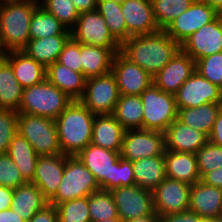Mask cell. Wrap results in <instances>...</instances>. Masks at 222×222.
Returning <instances> with one entry per match:
<instances>
[{
	"mask_svg": "<svg viewBox=\"0 0 222 222\" xmlns=\"http://www.w3.org/2000/svg\"><path fill=\"white\" fill-rule=\"evenodd\" d=\"M181 49L164 30L135 35L121 44L120 52L152 77Z\"/></svg>",
	"mask_w": 222,
	"mask_h": 222,
	"instance_id": "6da1fadb",
	"label": "cell"
},
{
	"mask_svg": "<svg viewBox=\"0 0 222 222\" xmlns=\"http://www.w3.org/2000/svg\"><path fill=\"white\" fill-rule=\"evenodd\" d=\"M76 157L93 173L101 190L136 185L132 162L121 158L119 152L89 144Z\"/></svg>",
	"mask_w": 222,
	"mask_h": 222,
	"instance_id": "7a4b0ae2",
	"label": "cell"
},
{
	"mask_svg": "<svg viewBox=\"0 0 222 222\" xmlns=\"http://www.w3.org/2000/svg\"><path fill=\"white\" fill-rule=\"evenodd\" d=\"M94 118L79 100H73L55 119L62 154L76 156L91 144Z\"/></svg>",
	"mask_w": 222,
	"mask_h": 222,
	"instance_id": "3957f363",
	"label": "cell"
},
{
	"mask_svg": "<svg viewBox=\"0 0 222 222\" xmlns=\"http://www.w3.org/2000/svg\"><path fill=\"white\" fill-rule=\"evenodd\" d=\"M38 5L32 0L0 2V49L22 50L30 40V21Z\"/></svg>",
	"mask_w": 222,
	"mask_h": 222,
	"instance_id": "277c9868",
	"label": "cell"
},
{
	"mask_svg": "<svg viewBox=\"0 0 222 222\" xmlns=\"http://www.w3.org/2000/svg\"><path fill=\"white\" fill-rule=\"evenodd\" d=\"M72 101L63 91H60L45 78L42 82L23 89L18 113L55 120Z\"/></svg>",
	"mask_w": 222,
	"mask_h": 222,
	"instance_id": "5b68a950",
	"label": "cell"
},
{
	"mask_svg": "<svg viewBox=\"0 0 222 222\" xmlns=\"http://www.w3.org/2000/svg\"><path fill=\"white\" fill-rule=\"evenodd\" d=\"M101 190L93 173L76 156L65 155V169L57 193L49 204H57L73 199L88 197Z\"/></svg>",
	"mask_w": 222,
	"mask_h": 222,
	"instance_id": "8992f818",
	"label": "cell"
},
{
	"mask_svg": "<svg viewBox=\"0 0 222 222\" xmlns=\"http://www.w3.org/2000/svg\"><path fill=\"white\" fill-rule=\"evenodd\" d=\"M18 133L26 138L38 156L62 154L55 120L18 113Z\"/></svg>",
	"mask_w": 222,
	"mask_h": 222,
	"instance_id": "52a82bcc",
	"label": "cell"
},
{
	"mask_svg": "<svg viewBox=\"0 0 222 222\" xmlns=\"http://www.w3.org/2000/svg\"><path fill=\"white\" fill-rule=\"evenodd\" d=\"M140 98L143 103V129L164 133L177 118L174 94L164 92L152 84Z\"/></svg>",
	"mask_w": 222,
	"mask_h": 222,
	"instance_id": "ba28073f",
	"label": "cell"
},
{
	"mask_svg": "<svg viewBox=\"0 0 222 222\" xmlns=\"http://www.w3.org/2000/svg\"><path fill=\"white\" fill-rule=\"evenodd\" d=\"M119 97L116 78L110 71L87 78L84 94L79 101L95 115H112Z\"/></svg>",
	"mask_w": 222,
	"mask_h": 222,
	"instance_id": "9c48e42d",
	"label": "cell"
},
{
	"mask_svg": "<svg viewBox=\"0 0 222 222\" xmlns=\"http://www.w3.org/2000/svg\"><path fill=\"white\" fill-rule=\"evenodd\" d=\"M165 134L147 129L126 130L123 136L121 158L136 161L153 156H164Z\"/></svg>",
	"mask_w": 222,
	"mask_h": 222,
	"instance_id": "30bf717a",
	"label": "cell"
},
{
	"mask_svg": "<svg viewBox=\"0 0 222 222\" xmlns=\"http://www.w3.org/2000/svg\"><path fill=\"white\" fill-rule=\"evenodd\" d=\"M121 222L146 216H158L153 207L152 191L140 186H124L110 191Z\"/></svg>",
	"mask_w": 222,
	"mask_h": 222,
	"instance_id": "8fae6325",
	"label": "cell"
},
{
	"mask_svg": "<svg viewBox=\"0 0 222 222\" xmlns=\"http://www.w3.org/2000/svg\"><path fill=\"white\" fill-rule=\"evenodd\" d=\"M70 31L71 38L78 43L121 48V44L112 36L105 19L97 10L80 13L75 26Z\"/></svg>",
	"mask_w": 222,
	"mask_h": 222,
	"instance_id": "7c38bea8",
	"label": "cell"
},
{
	"mask_svg": "<svg viewBox=\"0 0 222 222\" xmlns=\"http://www.w3.org/2000/svg\"><path fill=\"white\" fill-rule=\"evenodd\" d=\"M218 15L219 13L208 4L195 0L187 10L171 21L163 30L181 45L187 37L212 22Z\"/></svg>",
	"mask_w": 222,
	"mask_h": 222,
	"instance_id": "4fadbf2b",
	"label": "cell"
},
{
	"mask_svg": "<svg viewBox=\"0 0 222 222\" xmlns=\"http://www.w3.org/2000/svg\"><path fill=\"white\" fill-rule=\"evenodd\" d=\"M191 185L165 178L153 191V207L158 216L177 214L189 210Z\"/></svg>",
	"mask_w": 222,
	"mask_h": 222,
	"instance_id": "5bb4252c",
	"label": "cell"
},
{
	"mask_svg": "<svg viewBox=\"0 0 222 222\" xmlns=\"http://www.w3.org/2000/svg\"><path fill=\"white\" fill-rule=\"evenodd\" d=\"M177 108H194L207 103H222V89L196 70L174 94Z\"/></svg>",
	"mask_w": 222,
	"mask_h": 222,
	"instance_id": "9a60e30c",
	"label": "cell"
},
{
	"mask_svg": "<svg viewBox=\"0 0 222 222\" xmlns=\"http://www.w3.org/2000/svg\"><path fill=\"white\" fill-rule=\"evenodd\" d=\"M111 72L116 78L120 95H141L153 84V77L120 51L114 55Z\"/></svg>",
	"mask_w": 222,
	"mask_h": 222,
	"instance_id": "2e32d148",
	"label": "cell"
},
{
	"mask_svg": "<svg viewBox=\"0 0 222 222\" xmlns=\"http://www.w3.org/2000/svg\"><path fill=\"white\" fill-rule=\"evenodd\" d=\"M180 46L195 62L222 52V14L187 37Z\"/></svg>",
	"mask_w": 222,
	"mask_h": 222,
	"instance_id": "e0dca14e",
	"label": "cell"
},
{
	"mask_svg": "<svg viewBox=\"0 0 222 222\" xmlns=\"http://www.w3.org/2000/svg\"><path fill=\"white\" fill-rule=\"evenodd\" d=\"M195 71V61L181 49L153 76V84L160 90L175 94Z\"/></svg>",
	"mask_w": 222,
	"mask_h": 222,
	"instance_id": "ac0fdd59",
	"label": "cell"
},
{
	"mask_svg": "<svg viewBox=\"0 0 222 222\" xmlns=\"http://www.w3.org/2000/svg\"><path fill=\"white\" fill-rule=\"evenodd\" d=\"M128 38L135 35H147L159 31L155 21L151 0H126L121 4Z\"/></svg>",
	"mask_w": 222,
	"mask_h": 222,
	"instance_id": "d6986e66",
	"label": "cell"
},
{
	"mask_svg": "<svg viewBox=\"0 0 222 222\" xmlns=\"http://www.w3.org/2000/svg\"><path fill=\"white\" fill-rule=\"evenodd\" d=\"M64 169L65 154L39 156L36 163L35 175L31 182L50 200L57 193Z\"/></svg>",
	"mask_w": 222,
	"mask_h": 222,
	"instance_id": "ffe728a7",
	"label": "cell"
},
{
	"mask_svg": "<svg viewBox=\"0 0 222 222\" xmlns=\"http://www.w3.org/2000/svg\"><path fill=\"white\" fill-rule=\"evenodd\" d=\"M189 210L204 219H222V188L198 181L191 185Z\"/></svg>",
	"mask_w": 222,
	"mask_h": 222,
	"instance_id": "44dd1931",
	"label": "cell"
},
{
	"mask_svg": "<svg viewBox=\"0 0 222 222\" xmlns=\"http://www.w3.org/2000/svg\"><path fill=\"white\" fill-rule=\"evenodd\" d=\"M164 134L165 149L174 152L195 154L208 142V136L205 133L183 124L177 118Z\"/></svg>",
	"mask_w": 222,
	"mask_h": 222,
	"instance_id": "7402d4cb",
	"label": "cell"
},
{
	"mask_svg": "<svg viewBox=\"0 0 222 222\" xmlns=\"http://www.w3.org/2000/svg\"><path fill=\"white\" fill-rule=\"evenodd\" d=\"M3 57L10 63L23 88L38 84L46 78V68L22 50L5 52Z\"/></svg>",
	"mask_w": 222,
	"mask_h": 222,
	"instance_id": "603a6c76",
	"label": "cell"
},
{
	"mask_svg": "<svg viewBox=\"0 0 222 222\" xmlns=\"http://www.w3.org/2000/svg\"><path fill=\"white\" fill-rule=\"evenodd\" d=\"M125 131L113 115H95L91 144L120 153Z\"/></svg>",
	"mask_w": 222,
	"mask_h": 222,
	"instance_id": "cb8c5ba5",
	"label": "cell"
},
{
	"mask_svg": "<svg viewBox=\"0 0 222 222\" xmlns=\"http://www.w3.org/2000/svg\"><path fill=\"white\" fill-rule=\"evenodd\" d=\"M46 79L72 100L82 98L87 80L82 72L73 71L57 61L46 68Z\"/></svg>",
	"mask_w": 222,
	"mask_h": 222,
	"instance_id": "d4e9b609",
	"label": "cell"
},
{
	"mask_svg": "<svg viewBox=\"0 0 222 222\" xmlns=\"http://www.w3.org/2000/svg\"><path fill=\"white\" fill-rule=\"evenodd\" d=\"M119 51L120 48H105L80 43L82 73L86 78L109 73L114 55Z\"/></svg>",
	"mask_w": 222,
	"mask_h": 222,
	"instance_id": "484cf974",
	"label": "cell"
},
{
	"mask_svg": "<svg viewBox=\"0 0 222 222\" xmlns=\"http://www.w3.org/2000/svg\"><path fill=\"white\" fill-rule=\"evenodd\" d=\"M47 205H49V200L32 182H26L13 189L11 209L26 222H28L37 211L44 209Z\"/></svg>",
	"mask_w": 222,
	"mask_h": 222,
	"instance_id": "4316f807",
	"label": "cell"
},
{
	"mask_svg": "<svg viewBox=\"0 0 222 222\" xmlns=\"http://www.w3.org/2000/svg\"><path fill=\"white\" fill-rule=\"evenodd\" d=\"M166 177L189 185L200 181L197 158L194 153L174 152L165 149Z\"/></svg>",
	"mask_w": 222,
	"mask_h": 222,
	"instance_id": "83f0119b",
	"label": "cell"
},
{
	"mask_svg": "<svg viewBox=\"0 0 222 222\" xmlns=\"http://www.w3.org/2000/svg\"><path fill=\"white\" fill-rule=\"evenodd\" d=\"M70 38L71 34H60L30 39L22 51L47 68L58 60L59 54Z\"/></svg>",
	"mask_w": 222,
	"mask_h": 222,
	"instance_id": "f1b7e54d",
	"label": "cell"
},
{
	"mask_svg": "<svg viewBox=\"0 0 222 222\" xmlns=\"http://www.w3.org/2000/svg\"><path fill=\"white\" fill-rule=\"evenodd\" d=\"M177 109L179 121L209 136L214 122L222 110V103H207L194 108Z\"/></svg>",
	"mask_w": 222,
	"mask_h": 222,
	"instance_id": "f546056e",
	"label": "cell"
},
{
	"mask_svg": "<svg viewBox=\"0 0 222 222\" xmlns=\"http://www.w3.org/2000/svg\"><path fill=\"white\" fill-rule=\"evenodd\" d=\"M135 183L149 191H153L165 178L164 156L142 158L132 162Z\"/></svg>",
	"mask_w": 222,
	"mask_h": 222,
	"instance_id": "4dcf8cb0",
	"label": "cell"
},
{
	"mask_svg": "<svg viewBox=\"0 0 222 222\" xmlns=\"http://www.w3.org/2000/svg\"><path fill=\"white\" fill-rule=\"evenodd\" d=\"M7 154L18 167L26 182H31L35 175L38 155L29 141L17 133L11 140Z\"/></svg>",
	"mask_w": 222,
	"mask_h": 222,
	"instance_id": "1f68e13d",
	"label": "cell"
},
{
	"mask_svg": "<svg viewBox=\"0 0 222 222\" xmlns=\"http://www.w3.org/2000/svg\"><path fill=\"white\" fill-rule=\"evenodd\" d=\"M23 89L17 81L10 63L2 56L0 58V109L18 112Z\"/></svg>",
	"mask_w": 222,
	"mask_h": 222,
	"instance_id": "d6a6232c",
	"label": "cell"
},
{
	"mask_svg": "<svg viewBox=\"0 0 222 222\" xmlns=\"http://www.w3.org/2000/svg\"><path fill=\"white\" fill-rule=\"evenodd\" d=\"M112 115L125 130L143 129V103L140 95H120Z\"/></svg>",
	"mask_w": 222,
	"mask_h": 222,
	"instance_id": "836d02e7",
	"label": "cell"
},
{
	"mask_svg": "<svg viewBox=\"0 0 222 222\" xmlns=\"http://www.w3.org/2000/svg\"><path fill=\"white\" fill-rule=\"evenodd\" d=\"M30 39L71 34L60 21L41 6H37L30 21Z\"/></svg>",
	"mask_w": 222,
	"mask_h": 222,
	"instance_id": "e575fe53",
	"label": "cell"
},
{
	"mask_svg": "<svg viewBox=\"0 0 222 222\" xmlns=\"http://www.w3.org/2000/svg\"><path fill=\"white\" fill-rule=\"evenodd\" d=\"M96 10L103 16L110 33L120 44L128 39V31L123 18L121 4L114 1L97 0Z\"/></svg>",
	"mask_w": 222,
	"mask_h": 222,
	"instance_id": "d590c367",
	"label": "cell"
},
{
	"mask_svg": "<svg viewBox=\"0 0 222 222\" xmlns=\"http://www.w3.org/2000/svg\"><path fill=\"white\" fill-rule=\"evenodd\" d=\"M91 222L119 218L113 195L110 191L99 190L88 196Z\"/></svg>",
	"mask_w": 222,
	"mask_h": 222,
	"instance_id": "8d00e7d4",
	"label": "cell"
},
{
	"mask_svg": "<svg viewBox=\"0 0 222 222\" xmlns=\"http://www.w3.org/2000/svg\"><path fill=\"white\" fill-rule=\"evenodd\" d=\"M195 0H151L155 21L164 29L171 21L187 10Z\"/></svg>",
	"mask_w": 222,
	"mask_h": 222,
	"instance_id": "74e56055",
	"label": "cell"
},
{
	"mask_svg": "<svg viewBox=\"0 0 222 222\" xmlns=\"http://www.w3.org/2000/svg\"><path fill=\"white\" fill-rule=\"evenodd\" d=\"M58 222H91L88 197H81L57 204Z\"/></svg>",
	"mask_w": 222,
	"mask_h": 222,
	"instance_id": "f35d334b",
	"label": "cell"
},
{
	"mask_svg": "<svg viewBox=\"0 0 222 222\" xmlns=\"http://www.w3.org/2000/svg\"><path fill=\"white\" fill-rule=\"evenodd\" d=\"M41 7L51 13L68 30L75 26L80 15L72 0H47Z\"/></svg>",
	"mask_w": 222,
	"mask_h": 222,
	"instance_id": "ab89813d",
	"label": "cell"
},
{
	"mask_svg": "<svg viewBox=\"0 0 222 222\" xmlns=\"http://www.w3.org/2000/svg\"><path fill=\"white\" fill-rule=\"evenodd\" d=\"M197 168L200 178L208 172L222 167V147L208 141L196 153Z\"/></svg>",
	"mask_w": 222,
	"mask_h": 222,
	"instance_id": "60d3db41",
	"label": "cell"
},
{
	"mask_svg": "<svg viewBox=\"0 0 222 222\" xmlns=\"http://www.w3.org/2000/svg\"><path fill=\"white\" fill-rule=\"evenodd\" d=\"M195 70L202 77L222 89V52L197 60Z\"/></svg>",
	"mask_w": 222,
	"mask_h": 222,
	"instance_id": "b9f144b4",
	"label": "cell"
},
{
	"mask_svg": "<svg viewBox=\"0 0 222 222\" xmlns=\"http://www.w3.org/2000/svg\"><path fill=\"white\" fill-rule=\"evenodd\" d=\"M18 133V112L0 109V154H6L14 136Z\"/></svg>",
	"mask_w": 222,
	"mask_h": 222,
	"instance_id": "7bdbcfd3",
	"label": "cell"
},
{
	"mask_svg": "<svg viewBox=\"0 0 222 222\" xmlns=\"http://www.w3.org/2000/svg\"><path fill=\"white\" fill-rule=\"evenodd\" d=\"M25 183L26 181L10 156L7 153L0 154V184L15 189Z\"/></svg>",
	"mask_w": 222,
	"mask_h": 222,
	"instance_id": "ee69618b",
	"label": "cell"
},
{
	"mask_svg": "<svg viewBox=\"0 0 222 222\" xmlns=\"http://www.w3.org/2000/svg\"><path fill=\"white\" fill-rule=\"evenodd\" d=\"M58 63L76 72H82L80 43L70 38L59 54Z\"/></svg>",
	"mask_w": 222,
	"mask_h": 222,
	"instance_id": "f6af8a7d",
	"label": "cell"
},
{
	"mask_svg": "<svg viewBox=\"0 0 222 222\" xmlns=\"http://www.w3.org/2000/svg\"><path fill=\"white\" fill-rule=\"evenodd\" d=\"M203 220L204 218L191 210H186L177 214L159 216V222H202Z\"/></svg>",
	"mask_w": 222,
	"mask_h": 222,
	"instance_id": "bcb514c9",
	"label": "cell"
},
{
	"mask_svg": "<svg viewBox=\"0 0 222 222\" xmlns=\"http://www.w3.org/2000/svg\"><path fill=\"white\" fill-rule=\"evenodd\" d=\"M28 222H58V215L54 205H47L44 209L37 211Z\"/></svg>",
	"mask_w": 222,
	"mask_h": 222,
	"instance_id": "7dc6e473",
	"label": "cell"
},
{
	"mask_svg": "<svg viewBox=\"0 0 222 222\" xmlns=\"http://www.w3.org/2000/svg\"><path fill=\"white\" fill-rule=\"evenodd\" d=\"M208 141L222 147V110L214 122L212 131L208 136Z\"/></svg>",
	"mask_w": 222,
	"mask_h": 222,
	"instance_id": "c3c4849f",
	"label": "cell"
},
{
	"mask_svg": "<svg viewBox=\"0 0 222 222\" xmlns=\"http://www.w3.org/2000/svg\"><path fill=\"white\" fill-rule=\"evenodd\" d=\"M200 181L209 186L222 188V167L205 173Z\"/></svg>",
	"mask_w": 222,
	"mask_h": 222,
	"instance_id": "681fc988",
	"label": "cell"
},
{
	"mask_svg": "<svg viewBox=\"0 0 222 222\" xmlns=\"http://www.w3.org/2000/svg\"><path fill=\"white\" fill-rule=\"evenodd\" d=\"M13 189L0 184V211L11 208Z\"/></svg>",
	"mask_w": 222,
	"mask_h": 222,
	"instance_id": "f907efd6",
	"label": "cell"
},
{
	"mask_svg": "<svg viewBox=\"0 0 222 222\" xmlns=\"http://www.w3.org/2000/svg\"><path fill=\"white\" fill-rule=\"evenodd\" d=\"M79 13L97 9V0H72Z\"/></svg>",
	"mask_w": 222,
	"mask_h": 222,
	"instance_id": "816d5d0a",
	"label": "cell"
},
{
	"mask_svg": "<svg viewBox=\"0 0 222 222\" xmlns=\"http://www.w3.org/2000/svg\"><path fill=\"white\" fill-rule=\"evenodd\" d=\"M0 222H26L14 210L7 209L0 211Z\"/></svg>",
	"mask_w": 222,
	"mask_h": 222,
	"instance_id": "f5cc1de1",
	"label": "cell"
},
{
	"mask_svg": "<svg viewBox=\"0 0 222 222\" xmlns=\"http://www.w3.org/2000/svg\"><path fill=\"white\" fill-rule=\"evenodd\" d=\"M212 7L217 13L222 14V0H200Z\"/></svg>",
	"mask_w": 222,
	"mask_h": 222,
	"instance_id": "db71d44e",
	"label": "cell"
},
{
	"mask_svg": "<svg viewBox=\"0 0 222 222\" xmlns=\"http://www.w3.org/2000/svg\"><path fill=\"white\" fill-rule=\"evenodd\" d=\"M128 222H159V216L139 217Z\"/></svg>",
	"mask_w": 222,
	"mask_h": 222,
	"instance_id": "11a10c76",
	"label": "cell"
},
{
	"mask_svg": "<svg viewBox=\"0 0 222 222\" xmlns=\"http://www.w3.org/2000/svg\"><path fill=\"white\" fill-rule=\"evenodd\" d=\"M98 222H121V221L119 218H112V219L101 220Z\"/></svg>",
	"mask_w": 222,
	"mask_h": 222,
	"instance_id": "9f6ffc18",
	"label": "cell"
},
{
	"mask_svg": "<svg viewBox=\"0 0 222 222\" xmlns=\"http://www.w3.org/2000/svg\"><path fill=\"white\" fill-rule=\"evenodd\" d=\"M202 222H222V219H204Z\"/></svg>",
	"mask_w": 222,
	"mask_h": 222,
	"instance_id": "6f0895ef",
	"label": "cell"
},
{
	"mask_svg": "<svg viewBox=\"0 0 222 222\" xmlns=\"http://www.w3.org/2000/svg\"><path fill=\"white\" fill-rule=\"evenodd\" d=\"M35 4H37L38 6H41L45 1L47 0H32Z\"/></svg>",
	"mask_w": 222,
	"mask_h": 222,
	"instance_id": "680465c9",
	"label": "cell"
},
{
	"mask_svg": "<svg viewBox=\"0 0 222 222\" xmlns=\"http://www.w3.org/2000/svg\"><path fill=\"white\" fill-rule=\"evenodd\" d=\"M105 1H114L115 3L123 4L126 0H105Z\"/></svg>",
	"mask_w": 222,
	"mask_h": 222,
	"instance_id": "91938a15",
	"label": "cell"
},
{
	"mask_svg": "<svg viewBox=\"0 0 222 222\" xmlns=\"http://www.w3.org/2000/svg\"><path fill=\"white\" fill-rule=\"evenodd\" d=\"M3 56V52L1 51V49H0V58Z\"/></svg>",
	"mask_w": 222,
	"mask_h": 222,
	"instance_id": "94428289",
	"label": "cell"
},
{
	"mask_svg": "<svg viewBox=\"0 0 222 222\" xmlns=\"http://www.w3.org/2000/svg\"><path fill=\"white\" fill-rule=\"evenodd\" d=\"M5 1H13V0H0V2H5Z\"/></svg>",
	"mask_w": 222,
	"mask_h": 222,
	"instance_id": "6125c7cd",
	"label": "cell"
}]
</instances>
